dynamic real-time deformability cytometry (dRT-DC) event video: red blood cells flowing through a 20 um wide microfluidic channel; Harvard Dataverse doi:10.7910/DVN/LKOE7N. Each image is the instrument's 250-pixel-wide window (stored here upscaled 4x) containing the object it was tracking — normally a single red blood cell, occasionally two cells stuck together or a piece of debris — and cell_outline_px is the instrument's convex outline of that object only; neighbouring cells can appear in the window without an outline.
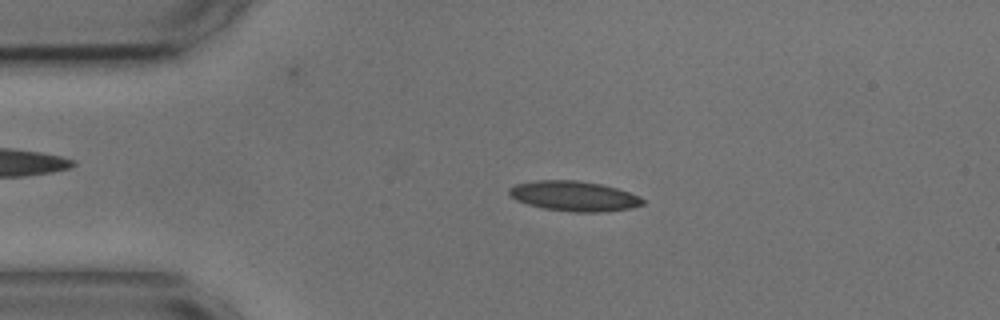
{"species": "common noctule bat (a hibernating species)", "species_latin": "Nyctalus noctula", "temperature_condition": "cold", "stored_images_in_passage": 41, "camera_frame_rate_fps": 3000, "um_per_image_px": 0.085, "animal": {"sex": "male", "body_mass_g": 17.9, "forearm_length_mm": 54.2}, "frame": {"image": 1, "passage_image": 5, "time_ms": 1.333, "image_size_px": [1000, 320], "cell_outline_px": [[644, 204], [632, 208], [600, 212], [572, 212], [544, 208], [528, 204], [516, 200], [508, 196], [508, 188], [516, 184], [536, 180], [580, 180], [600, 184], [616, 188], [640, 196], [644, 200]], "centroid_in_image_um": [48.77, 16.66], "position_along_channel_um": 36.2, "area_um2": 23.47}}
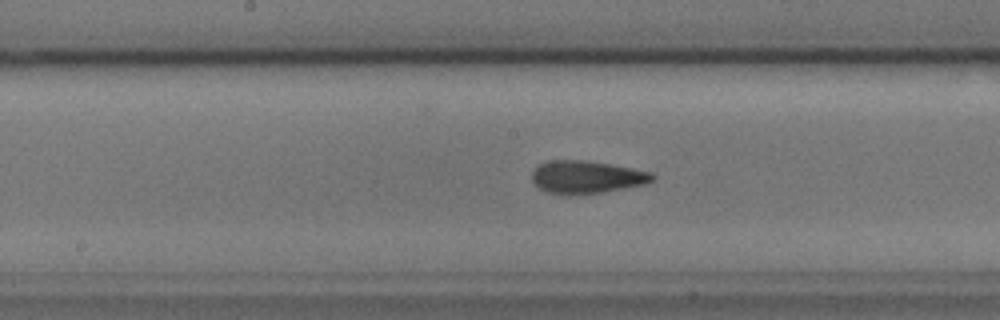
{"frame": {"image": 2, "passage_image": 21, "time_ms": 6.667, "image_size_px": [1000, 320], "cell_outline_px": [[656, 176], [652, 180], [644, 184], [604, 192], [568, 196], [564, 196], [548, 192], [532, 184], [532, 172], [540, 164], [548, 160], [584, 160], [608, 164], [652, 172]], "centroid_in_image_um": [49.81, 15.07], "position_along_channel_um": 198.4, "area_um2": 23.06}, "authors_computed_cell_mechanics": {"area_um2": 22.7732, "velocity_mm_per_s": 3.5931, "shape_relaxation_time_tau1_ms": 3.5986, "shape_relaxation_time_tau2_ms": 2.2816, "deformation_change_tau1": 0.128, "deformation_change_tau2": 0.0862}}